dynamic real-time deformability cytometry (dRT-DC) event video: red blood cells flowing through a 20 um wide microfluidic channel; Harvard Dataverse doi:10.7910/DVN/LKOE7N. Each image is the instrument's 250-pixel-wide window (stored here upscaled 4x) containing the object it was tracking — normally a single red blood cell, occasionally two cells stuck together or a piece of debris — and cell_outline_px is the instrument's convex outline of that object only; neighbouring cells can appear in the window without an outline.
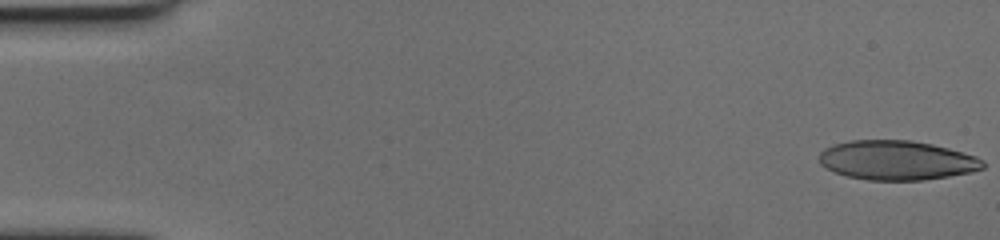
{"species": "human", "species_latin": "Homo sapiens", "temperature_condition": "cold", "stored_images_in_passage": 57, "camera_frame_rate_fps": 3000, "um_per_image_px": 0.085, "donor": {"sex": "female"}, "frame": {"image": 1, "passage_image": 1, "time_ms": 0.0, "image_size_px": [1000, 240], "cell_outline_px": [[984, 168], [972, 172], [924, 180], [868, 180], [848, 176], [836, 172], [820, 164], [820, 152], [824, 148], [832, 144], [852, 140], [912, 140], [932, 144], [948, 148], [976, 156], [984, 160]], "centroid_in_image_um": [76.24, 13.62], "position_along_channel_um": 8.8, "area_um2": 37.57}}
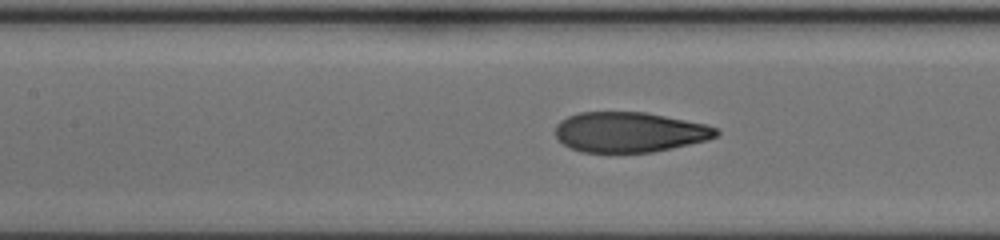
{"frame": {"image": 2, "passage_image": 27, "time_ms": 8.667, "image_size_px": [1000, 240], "cell_outline_px": [[720, 132], [716, 136], [708, 140], [672, 148], [652, 152], [580, 152], [564, 144], [556, 136], [556, 124], [560, 120], [568, 116], [580, 112], [644, 112], [704, 124], [716, 128]], "centroid_in_image_um": [53.49, 11.23], "position_along_channel_um": 153.9, "area_um2": 37.4}}
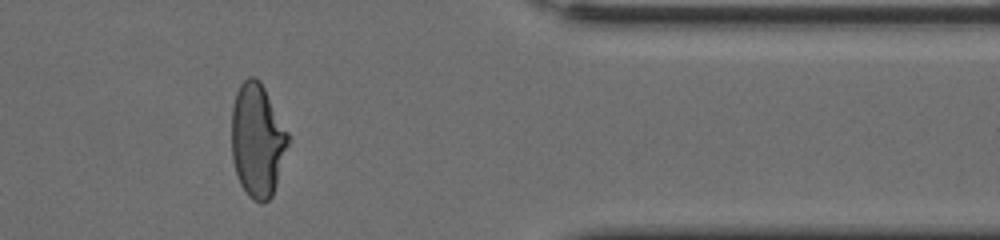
{"frame": {"image": 3, "passage_image": 49, "time_ms": 16.0, "image_size_px": [1000, 240], "cell_outline_px": [[288, 144], [276, 184], [272, 196], [264, 204], [260, 204], [252, 200], [248, 196], [240, 184], [232, 160], [232, 108], [236, 92], [240, 84], [248, 76], [252, 76], [260, 80], [288, 132]], "centroid_in_image_um": [21.86, 11.94], "position_along_channel_um": 389.5, "area_um2": 37.28}, "authors_computed_cell_mechanics": {"area_um2": 38.2636, "velocity_mm_per_s": 3.4962, "shape_relaxation_time_tau1_ms": 9.9678, "shape_relaxation_time_tau2_ms": 1.1211, "deformation_change_tau1": 0.2972, "deformation_change_tau2": 0.0802}}